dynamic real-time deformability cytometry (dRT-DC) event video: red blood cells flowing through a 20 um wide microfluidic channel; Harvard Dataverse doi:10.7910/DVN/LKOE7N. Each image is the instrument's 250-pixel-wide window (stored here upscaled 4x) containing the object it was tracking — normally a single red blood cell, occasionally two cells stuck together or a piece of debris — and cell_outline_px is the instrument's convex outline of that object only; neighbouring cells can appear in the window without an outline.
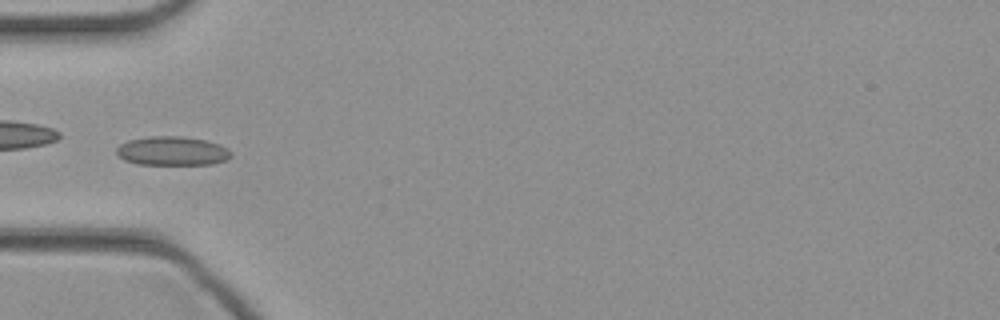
{"species": "common noctule bat (a hibernating species)", "species_latin": "Nyctalus noctula", "temperature_condition": "cold", "stored_images_in_passage": 45, "camera_frame_rate_fps": 3000, "um_per_image_px": 0.085, "animal": {"sex": "female", "body_mass_g": 21.9}, "frame": {"image": 1, "passage_image": 14, "time_ms": 4.333, "image_size_px": [1000, 320], "cell_outline_px": [[232, 156], [228, 160], [212, 164], [136, 164], [124, 160], [116, 152], [116, 148], [120, 144], [128, 140], [148, 136], [180, 136], [204, 140], [220, 144], [228, 148], [232, 152]], "centroid_in_image_um": [14.66, 12.83], "position_along_channel_um": 70.3, "area_um2": 19.48}}